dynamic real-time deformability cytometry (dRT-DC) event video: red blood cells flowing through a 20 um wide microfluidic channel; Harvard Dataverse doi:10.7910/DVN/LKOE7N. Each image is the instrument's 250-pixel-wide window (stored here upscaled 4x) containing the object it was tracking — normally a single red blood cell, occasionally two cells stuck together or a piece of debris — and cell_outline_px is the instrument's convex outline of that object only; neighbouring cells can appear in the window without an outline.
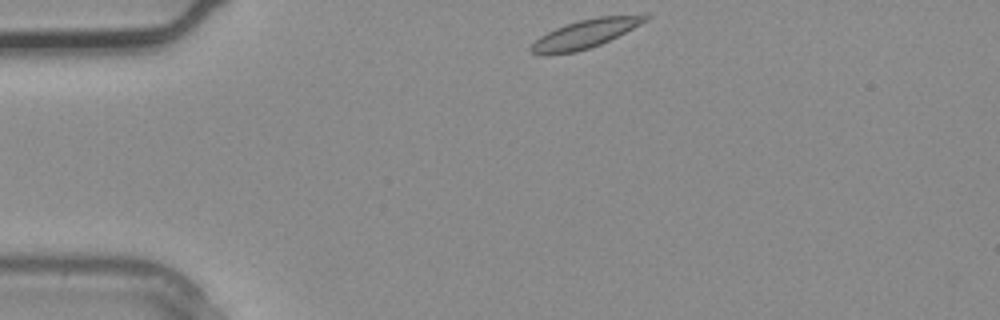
{"species": "common noctule bat (a hibernating species)", "species_latin": "Nyctalus noctula", "temperature_condition": "warm", "stored_images_in_passage": 1, "camera_frame_rate_fps": 3000, "um_per_image_px": 0.085, "animal": {"sex": "male", "body_mass_g": 20.4}, "frame": {"image": 1, "passage_image": 1, "time_ms": 0.0, "image_size_px": [1000, 320], "cell_outline_px": [[652, 16], [648, 20], [600, 44], [576, 52], [548, 56], [540, 56], [532, 52], [528, 48], [540, 36], [556, 28], [580, 20], [600, 16]], "centroid_in_image_um": [49.62, 2.93], "position_along_channel_um": 35.4, "area_um2": 18.55}}